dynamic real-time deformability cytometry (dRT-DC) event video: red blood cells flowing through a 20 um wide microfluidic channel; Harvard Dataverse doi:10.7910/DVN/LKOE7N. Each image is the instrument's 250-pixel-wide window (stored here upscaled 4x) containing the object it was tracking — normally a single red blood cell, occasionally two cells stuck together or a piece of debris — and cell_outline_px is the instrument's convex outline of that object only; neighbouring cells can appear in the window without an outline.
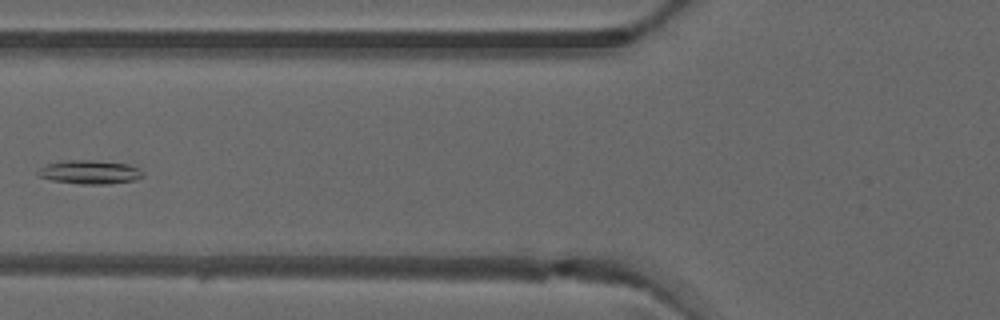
{"species": "common noctule bat (a hibernating species)", "species_latin": "Nyctalus noctula", "temperature_condition": "warm", "stored_images_in_passage": 6, "camera_frame_rate_fps": 3000, "um_per_image_px": 0.085, "animal": {"sex": "male", "forearm_length_mm": 52.5}, "frame": {"image": 1, "passage_image": 6, "time_ms": 1.667, "image_size_px": [1000, 320], "cell_outline_px": [[144, 176], [136, 180], [108, 184], [80, 184], [52, 180], [40, 176], [36, 172], [40, 168], [48, 164], [64, 160], [92, 160], [128, 164], [140, 168], [144, 172]], "centroid_in_image_um": [7.68, 14.63], "position_along_channel_um": 118.1, "area_um2": 14.57}}